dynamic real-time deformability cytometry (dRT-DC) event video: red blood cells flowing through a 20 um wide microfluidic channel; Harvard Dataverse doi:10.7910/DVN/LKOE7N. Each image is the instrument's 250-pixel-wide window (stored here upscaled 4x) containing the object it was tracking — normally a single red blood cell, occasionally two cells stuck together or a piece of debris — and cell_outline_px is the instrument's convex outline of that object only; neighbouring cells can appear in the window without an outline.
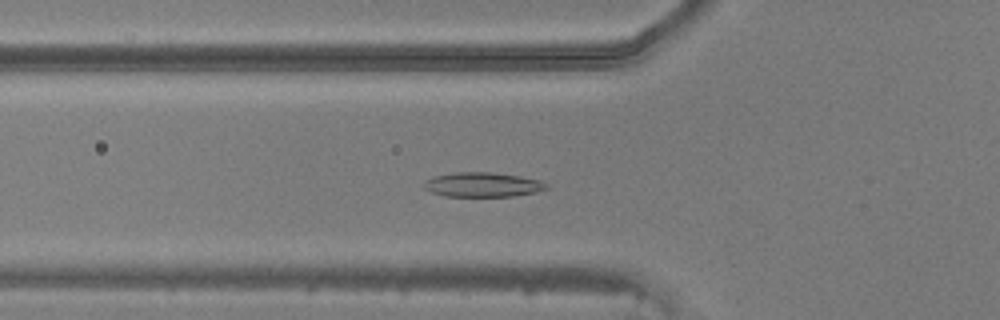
{"species": "common noctule bat (a hibernating species)", "species_latin": "Nyctalus noctula", "temperature_condition": "warm", "stored_images_in_passage": 41, "camera_frame_rate_fps": 3000, "um_per_image_px": 0.085, "animal": {"sex": "male", "body_mass_g": 20.5, "forearm_length_mm": 52.5}, "frame": {"image": 1, "passage_image": 10, "time_ms": 3.0, "image_size_px": [1000, 320], "cell_outline_px": [[552, 188], [536, 192], [512, 196], [444, 196], [420, 188], [420, 184], [424, 180], [432, 176], [452, 172], [492, 172], [520, 176], [540, 180], [548, 184]], "centroid_in_image_um": [40.97, 15.69], "position_along_channel_um": 84.8, "area_um2": 17.98}}
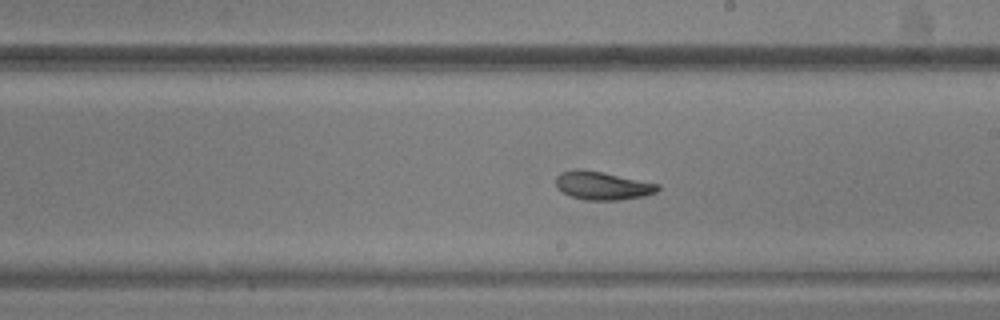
{"frame": {"image": 2, "passage_image": 21, "time_ms": 6.667, "image_size_px": [1000, 320], "cell_outline_px": [[660, 188], [656, 192], [644, 196], [620, 200], [584, 200], [572, 196], [556, 188], [556, 176], [560, 172], [600, 172], [660, 184]], "centroid_in_image_um": [51.26, 15.83], "position_along_channel_um": 237.7, "area_um2": 16.13}}
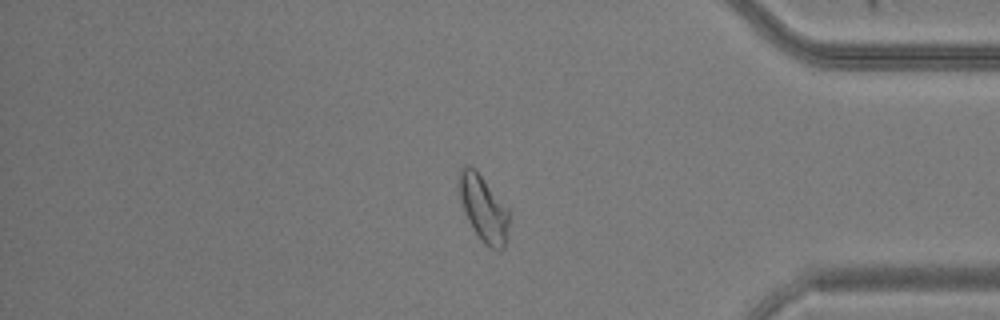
{"frame": {"image": 3, "passage_image": 34, "time_ms": 11.0, "image_size_px": [1000, 320], "cell_outline_px": [[508, 240], [504, 248], [488, 248], [480, 240], [472, 228], [464, 212], [456, 188], [460, 168], [464, 164], [468, 164], [476, 168], [508, 208]], "centroid_in_image_um": [41.05, 17.67], "position_along_channel_um": 394.1, "area_um2": 19.88}}